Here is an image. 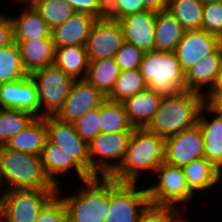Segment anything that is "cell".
Returning <instances> with one entry per match:
<instances>
[{
	"instance_id": "1",
	"label": "cell",
	"mask_w": 222,
	"mask_h": 222,
	"mask_svg": "<svg viewBox=\"0 0 222 222\" xmlns=\"http://www.w3.org/2000/svg\"><path fill=\"white\" fill-rule=\"evenodd\" d=\"M165 160V139L146 128H134L124 162L111 176L117 182L140 183L142 172L152 173ZM149 171V172H147Z\"/></svg>"
},
{
	"instance_id": "2",
	"label": "cell",
	"mask_w": 222,
	"mask_h": 222,
	"mask_svg": "<svg viewBox=\"0 0 222 222\" xmlns=\"http://www.w3.org/2000/svg\"><path fill=\"white\" fill-rule=\"evenodd\" d=\"M203 105L204 96L193 91L163 96L159 109L145 128L164 139L176 135L198 123Z\"/></svg>"
},
{
	"instance_id": "3",
	"label": "cell",
	"mask_w": 222,
	"mask_h": 222,
	"mask_svg": "<svg viewBox=\"0 0 222 222\" xmlns=\"http://www.w3.org/2000/svg\"><path fill=\"white\" fill-rule=\"evenodd\" d=\"M81 188L63 196L61 186L57 194L62 195L68 222H105L110 209V177L95 176L82 181Z\"/></svg>"
},
{
	"instance_id": "4",
	"label": "cell",
	"mask_w": 222,
	"mask_h": 222,
	"mask_svg": "<svg viewBox=\"0 0 222 222\" xmlns=\"http://www.w3.org/2000/svg\"><path fill=\"white\" fill-rule=\"evenodd\" d=\"M0 164L6 190H57L46 176L40 156L0 146Z\"/></svg>"
},
{
	"instance_id": "5",
	"label": "cell",
	"mask_w": 222,
	"mask_h": 222,
	"mask_svg": "<svg viewBox=\"0 0 222 222\" xmlns=\"http://www.w3.org/2000/svg\"><path fill=\"white\" fill-rule=\"evenodd\" d=\"M148 88L162 96L177 95L185 90V72L175 52H145L139 67Z\"/></svg>"
},
{
	"instance_id": "6",
	"label": "cell",
	"mask_w": 222,
	"mask_h": 222,
	"mask_svg": "<svg viewBox=\"0 0 222 222\" xmlns=\"http://www.w3.org/2000/svg\"><path fill=\"white\" fill-rule=\"evenodd\" d=\"M157 179L147 187L149 202L155 206L173 207L186 213V204L195 196L187 186L182 167L163 162L155 171ZM182 206H181V205ZM181 208V209H180ZM184 209V211H183Z\"/></svg>"
},
{
	"instance_id": "7",
	"label": "cell",
	"mask_w": 222,
	"mask_h": 222,
	"mask_svg": "<svg viewBox=\"0 0 222 222\" xmlns=\"http://www.w3.org/2000/svg\"><path fill=\"white\" fill-rule=\"evenodd\" d=\"M132 132L99 133L89 145L90 175L111 177L124 162Z\"/></svg>"
},
{
	"instance_id": "8",
	"label": "cell",
	"mask_w": 222,
	"mask_h": 222,
	"mask_svg": "<svg viewBox=\"0 0 222 222\" xmlns=\"http://www.w3.org/2000/svg\"><path fill=\"white\" fill-rule=\"evenodd\" d=\"M139 183L117 182L110 177V209L105 222H137L150 204L148 190Z\"/></svg>"
},
{
	"instance_id": "9",
	"label": "cell",
	"mask_w": 222,
	"mask_h": 222,
	"mask_svg": "<svg viewBox=\"0 0 222 222\" xmlns=\"http://www.w3.org/2000/svg\"><path fill=\"white\" fill-rule=\"evenodd\" d=\"M30 76L37 85L41 117L55 116L62 108L75 80L55 64L33 71Z\"/></svg>"
},
{
	"instance_id": "10",
	"label": "cell",
	"mask_w": 222,
	"mask_h": 222,
	"mask_svg": "<svg viewBox=\"0 0 222 222\" xmlns=\"http://www.w3.org/2000/svg\"><path fill=\"white\" fill-rule=\"evenodd\" d=\"M56 194L57 190H6L3 196V211L9 222H36L42 208Z\"/></svg>"
},
{
	"instance_id": "11",
	"label": "cell",
	"mask_w": 222,
	"mask_h": 222,
	"mask_svg": "<svg viewBox=\"0 0 222 222\" xmlns=\"http://www.w3.org/2000/svg\"><path fill=\"white\" fill-rule=\"evenodd\" d=\"M202 157H204V136L198 123L192 128L165 138L164 162L183 168Z\"/></svg>"
},
{
	"instance_id": "12",
	"label": "cell",
	"mask_w": 222,
	"mask_h": 222,
	"mask_svg": "<svg viewBox=\"0 0 222 222\" xmlns=\"http://www.w3.org/2000/svg\"><path fill=\"white\" fill-rule=\"evenodd\" d=\"M45 121L48 139L60 145L68 156L73 157L90 174L89 145L78 135L74 124L55 116H46Z\"/></svg>"
},
{
	"instance_id": "13",
	"label": "cell",
	"mask_w": 222,
	"mask_h": 222,
	"mask_svg": "<svg viewBox=\"0 0 222 222\" xmlns=\"http://www.w3.org/2000/svg\"><path fill=\"white\" fill-rule=\"evenodd\" d=\"M107 97L86 79L75 80L62 108L55 115L58 119L74 123L88 111L101 106Z\"/></svg>"
},
{
	"instance_id": "14",
	"label": "cell",
	"mask_w": 222,
	"mask_h": 222,
	"mask_svg": "<svg viewBox=\"0 0 222 222\" xmlns=\"http://www.w3.org/2000/svg\"><path fill=\"white\" fill-rule=\"evenodd\" d=\"M124 43L122 26L118 21H96L86 44L88 59L95 61L114 57Z\"/></svg>"
},
{
	"instance_id": "15",
	"label": "cell",
	"mask_w": 222,
	"mask_h": 222,
	"mask_svg": "<svg viewBox=\"0 0 222 222\" xmlns=\"http://www.w3.org/2000/svg\"><path fill=\"white\" fill-rule=\"evenodd\" d=\"M222 40L204 29L185 31L183 38L176 46L175 55L184 72L208 54L213 53Z\"/></svg>"
},
{
	"instance_id": "16",
	"label": "cell",
	"mask_w": 222,
	"mask_h": 222,
	"mask_svg": "<svg viewBox=\"0 0 222 222\" xmlns=\"http://www.w3.org/2000/svg\"><path fill=\"white\" fill-rule=\"evenodd\" d=\"M0 108L27 111L41 117L37 85L30 75L20 81L0 84Z\"/></svg>"
},
{
	"instance_id": "17",
	"label": "cell",
	"mask_w": 222,
	"mask_h": 222,
	"mask_svg": "<svg viewBox=\"0 0 222 222\" xmlns=\"http://www.w3.org/2000/svg\"><path fill=\"white\" fill-rule=\"evenodd\" d=\"M44 172L50 181L56 186H61L63 180L61 177L68 172L75 173L80 183L84 180L92 178V176L73 158L68 156L62 147L58 144L46 139L44 148L40 155ZM62 175V176H61ZM60 176V177H59Z\"/></svg>"
},
{
	"instance_id": "18",
	"label": "cell",
	"mask_w": 222,
	"mask_h": 222,
	"mask_svg": "<svg viewBox=\"0 0 222 222\" xmlns=\"http://www.w3.org/2000/svg\"><path fill=\"white\" fill-rule=\"evenodd\" d=\"M156 11L144 10L121 18L125 42L135 45L144 52L155 49Z\"/></svg>"
},
{
	"instance_id": "19",
	"label": "cell",
	"mask_w": 222,
	"mask_h": 222,
	"mask_svg": "<svg viewBox=\"0 0 222 222\" xmlns=\"http://www.w3.org/2000/svg\"><path fill=\"white\" fill-rule=\"evenodd\" d=\"M221 64L222 44L185 72V90L197 92L202 96L211 92L215 87ZM206 87L207 90L204 89Z\"/></svg>"
},
{
	"instance_id": "20",
	"label": "cell",
	"mask_w": 222,
	"mask_h": 222,
	"mask_svg": "<svg viewBox=\"0 0 222 222\" xmlns=\"http://www.w3.org/2000/svg\"><path fill=\"white\" fill-rule=\"evenodd\" d=\"M96 21L92 15L75 12L66 22L52 29L54 46H86Z\"/></svg>"
},
{
	"instance_id": "21",
	"label": "cell",
	"mask_w": 222,
	"mask_h": 222,
	"mask_svg": "<svg viewBox=\"0 0 222 222\" xmlns=\"http://www.w3.org/2000/svg\"><path fill=\"white\" fill-rule=\"evenodd\" d=\"M198 124L204 136V157L222 171V117L204 104L200 110Z\"/></svg>"
},
{
	"instance_id": "22",
	"label": "cell",
	"mask_w": 222,
	"mask_h": 222,
	"mask_svg": "<svg viewBox=\"0 0 222 222\" xmlns=\"http://www.w3.org/2000/svg\"><path fill=\"white\" fill-rule=\"evenodd\" d=\"M162 99L161 94L150 88L127 98L123 104L130 124L134 128H145L159 109Z\"/></svg>"
},
{
	"instance_id": "23",
	"label": "cell",
	"mask_w": 222,
	"mask_h": 222,
	"mask_svg": "<svg viewBox=\"0 0 222 222\" xmlns=\"http://www.w3.org/2000/svg\"><path fill=\"white\" fill-rule=\"evenodd\" d=\"M17 16H10L13 23L14 41L52 38V29L31 4H25Z\"/></svg>"
},
{
	"instance_id": "24",
	"label": "cell",
	"mask_w": 222,
	"mask_h": 222,
	"mask_svg": "<svg viewBox=\"0 0 222 222\" xmlns=\"http://www.w3.org/2000/svg\"><path fill=\"white\" fill-rule=\"evenodd\" d=\"M183 171L187 186L194 195L202 191L209 193L222 184V171L205 157L190 162L183 167Z\"/></svg>"
},
{
	"instance_id": "25",
	"label": "cell",
	"mask_w": 222,
	"mask_h": 222,
	"mask_svg": "<svg viewBox=\"0 0 222 222\" xmlns=\"http://www.w3.org/2000/svg\"><path fill=\"white\" fill-rule=\"evenodd\" d=\"M15 42L19 46L23 66L29 75L33 71L54 64L53 38Z\"/></svg>"
},
{
	"instance_id": "26",
	"label": "cell",
	"mask_w": 222,
	"mask_h": 222,
	"mask_svg": "<svg viewBox=\"0 0 222 222\" xmlns=\"http://www.w3.org/2000/svg\"><path fill=\"white\" fill-rule=\"evenodd\" d=\"M47 138L45 117H36L27 128L11 138L5 147L40 156Z\"/></svg>"
},
{
	"instance_id": "27",
	"label": "cell",
	"mask_w": 222,
	"mask_h": 222,
	"mask_svg": "<svg viewBox=\"0 0 222 222\" xmlns=\"http://www.w3.org/2000/svg\"><path fill=\"white\" fill-rule=\"evenodd\" d=\"M54 64L74 80L86 79L89 67L86 46L55 47Z\"/></svg>"
},
{
	"instance_id": "28",
	"label": "cell",
	"mask_w": 222,
	"mask_h": 222,
	"mask_svg": "<svg viewBox=\"0 0 222 222\" xmlns=\"http://www.w3.org/2000/svg\"><path fill=\"white\" fill-rule=\"evenodd\" d=\"M184 32L182 25L167 9L158 11L155 24V50L174 52Z\"/></svg>"
},
{
	"instance_id": "29",
	"label": "cell",
	"mask_w": 222,
	"mask_h": 222,
	"mask_svg": "<svg viewBox=\"0 0 222 222\" xmlns=\"http://www.w3.org/2000/svg\"><path fill=\"white\" fill-rule=\"evenodd\" d=\"M119 73V66L113 57L102 58L89 61L86 80L107 97L112 92Z\"/></svg>"
},
{
	"instance_id": "30",
	"label": "cell",
	"mask_w": 222,
	"mask_h": 222,
	"mask_svg": "<svg viewBox=\"0 0 222 222\" xmlns=\"http://www.w3.org/2000/svg\"><path fill=\"white\" fill-rule=\"evenodd\" d=\"M167 10L185 31L202 29L204 4L200 0H169Z\"/></svg>"
},
{
	"instance_id": "31",
	"label": "cell",
	"mask_w": 222,
	"mask_h": 222,
	"mask_svg": "<svg viewBox=\"0 0 222 222\" xmlns=\"http://www.w3.org/2000/svg\"><path fill=\"white\" fill-rule=\"evenodd\" d=\"M101 133L133 132L123 102L106 99L100 106Z\"/></svg>"
},
{
	"instance_id": "32",
	"label": "cell",
	"mask_w": 222,
	"mask_h": 222,
	"mask_svg": "<svg viewBox=\"0 0 222 222\" xmlns=\"http://www.w3.org/2000/svg\"><path fill=\"white\" fill-rule=\"evenodd\" d=\"M28 75L22 63L19 46L15 41L0 48V84L20 81Z\"/></svg>"
},
{
	"instance_id": "33",
	"label": "cell",
	"mask_w": 222,
	"mask_h": 222,
	"mask_svg": "<svg viewBox=\"0 0 222 222\" xmlns=\"http://www.w3.org/2000/svg\"><path fill=\"white\" fill-rule=\"evenodd\" d=\"M147 88L148 86L139 68L120 71L115 86L112 92L107 96V99L114 102H124L127 98H130Z\"/></svg>"
},
{
	"instance_id": "34",
	"label": "cell",
	"mask_w": 222,
	"mask_h": 222,
	"mask_svg": "<svg viewBox=\"0 0 222 222\" xmlns=\"http://www.w3.org/2000/svg\"><path fill=\"white\" fill-rule=\"evenodd\" d=\"M36 117L27 111L0 108V146L27 128Z\"/></svg>"
},
{
	"instance_id": "35",
	"label": "cell",
	"mask_w": 222,
	"mask_h": 222,
	"mask_svg": "<svg viewBox=\"0 0 222 222\" xmlns=\"http://www.w3.org/2000/svg\"><path fill=\"white\" fill-rule=\"evenodd\" d=\"M31 5L51 29L63 24L75 13L64 0H34Z\"/></svg>"
},
{
	"instance_id": "36",
	"label": "cell",
	"mask_w": 222,
	"mask_h": 222,
	"mask_svg": "<svg viewBox=\"0 0 222 222\" xmlns=\"http://www.w3.org/2000/svg\"><path fill=\"white\" fill-rule=\"evenodd\" d=\"M100 107L88 111L73 124L78 135L88 143L100 132Z\"/></svg>"
},
{
	"instance_id": "37",
	"label": "cell",
	"mask_w": 222,
	"mask_h": 222,
	"mask_svg": "<svg viewBox=\"0 0 222 222\" xmlns=\"http://www.w3.org/2000/svg\"><path fill=\"white\" fill-rule=\"evenodd\" d=\"M183 216L184 213L176 208L149 204L137 222H178Z\"/></svg>"
},
{
	"instance_id": "38",
	"label": "cell",
	"mask_w": 222,
	"mask_h": 222,
	"mask_svg": "<svg viewBox=\"0 0 222 222\" xmlns=\"http://www.w3.org/2000/svg\"><path fill=\"white\" fill-rule=\"evenodd\" d=\"M144 53L142 49L125 42L113 58L120 71H127L140 67Z\"/></svg>"
},
{
	"instance_id": "39",
	"label": "cell",
	"mask_w": 222,
	"mask_h": 222,
	"mask_svg": "<svg viewBox=\"0 0 222 222\" xmlns=\"http://www.w3.org/2000/svg\"><path fill=\"white\" fill-rule=\"evenodd\" d=\"M202 29L222 40V1L204 4Z\"/></svg>"
},
{
	"instance_id": "40",
	"label": "cell",
	"mask_w": 222,
	"mask_h": 222,
	"mask_svg": "<svg viewBox=\"0 0 222 222\" xmlns=\"http://www.w3.org/2000/svg\"><path fill=\"white\" fill-rule=\"evenodd\" d=\"M36 222H68L66 206L56 194L40 211Z\"/></svg>"
},
{
	"instance_id": "41",
	"label": "cell",
	"mask_w": 222,
	"mask_h": 222,
	"mask_svg": "<svg viewBox=\"0 0 222 222\" xmlns=\"http://www.w3.org/2000/svg\"><path fill=\"white\" fill-rule=\"evenodd\" d=\"M97 21H119L120 9L117 0H98Z\"/></svg>"
},
{
	"instance_id": "42",
	"label": "cell",
	"mask_w": 222,
	"mask_h": 222,
	"mask_svg": "<svg viewBox=\"0 0 222 222\" xmlns=\"http://www.w3.org/2000/svg\"><path fill=\"white\" fill-rule=\"evenodd\" d=\"M14 42L13 23L9 15L0 14V48Z\"/></svg>"
},
{
	"instance_id": "43",
	"label": "cell",
	"mask_w": 222,
	"mask_h": 222,
	"mask_svg": "<svg viewBox=\"0 0 222 222\" xmlns=\"http://www.w3.org/2000/svg\"><path fill=\"white\" fill-rule=\"evenodd\" d=\"M120 9V19L147 10L143 0H117Z\"/></svg>"
},
{
	"instance_id": "44",
	"label": "cell",
	"mask_w": 222,
	"mask_h": 222,
	"mask_svg": "<svg viewBox=\"0 0 222 222\" xmlns=\"http://www.w3.org/2000/svg\"><path fill=\"white\" fill-rule=\"evenodd\" d=\"M75 12L86 13L96 18L98 0H64Z\"/></svg>"
},
{
	"instance_id": "45",
	"label": "cell",
	"mask_w": 222,
	"mask_h": 222,
	"mask_svg": "<svg viewBox=\"0 0 222 222\" xmlns=\"http://www.w3.org/2000/svg\"><path fill=\"white\" fill-rule=\"evenodd\" d=\"M204 104L215 114L222 117V91H211L204 96Z\"/></svg>"
},
{
	"instance_id": "46",
	"label": "cell",
	"mask_w": 222,
	"mask_h": 222,
	"mask_svg": "<svg viewBox=\"0 0 222 222\" xmlns=\"http://www.w3.org/2000/svg\"><path fill=\"white\" fill-rule=\"evenodd\" d=\"M169 0H143L144 6L153 11H162L168 8Z\"/></svg>"
},
{
	"instance_id": "47",
	"label": "cell",
	"mask_w": 222,
	"mask_h": 222,
	"mask_svg": "<svg viewBox=\"0 0 222 222\" xmlns=\"http://www.w3.org/2000/svg\"><path fill=\"white\" fill-rule=\"evenodd\" d=\"M212 91H222V64H221V67H220V71H219V74H218L217 81L215 83V87Z\"/></svg>"
},
{
	"instance_id": "48",
	"label": "cell",
	"mask_w": 222,
	"mask_h": 222,
	"mask_svg": "<svg viewBox=\"0 0 222 222\" xmlns=\"http://www.w3.org/2000/svg\"><path fill=\"white\" fill-rule=\"evenodd\" d=\"M5 192H6V189H5V185L3 182V177H2V173H1V164H0V197H3Z\"/></svg>"
},
{
	"instance_id": "49",
	"label": "cell",
	"mask_w": 222,
	"mask_h": 222,
	"mask_svg": "<svg viewBox=\"0 0 222 222\" xmlns=\"http://www.w3.org/2000/svg\"><path fill=\"white\" fill-rule=\"evenodd\" d=\"M0 222H9V218L4 211L0 214Z\"/></svg>"
},
{
	"instance_id": "50",
	"label": "cell",
	"mask_w": 222,
	"mask_h": 222,
	"mask_svg": "<svg viewBox=\"0 0 222 222\" xmlns=\"http://www.w3.org/2000/svg\"><path fill=\"white\" fill-rule=\"evenodd\" d=\"M203 4L213 3V2H219L222 0H200Z\"/></svg>"
},
{
	"instance_id": "51",
	"label": "cell",
	"mask_w": 222,
	"mask_h": 222,
	"mask_svg": "<svg viewBox=\"0 0 222 222\" xmlns=\"http://www.w3.org/2000/svg\"><path fill=\"white\" fill-rule=\"evenodd\" d=\"M17 2L19 1L20 5L23 2L24 4H31L34 0H16Z\"/></svg>"
},
{
	"instance_id": "52",
	"label": "cell",
	"mask_w": 222,
	"mask_h": 222,
	"mask_svg": "<svg viewBox=\"0 0 222 222\" xmlns=\"http://www.w3.org/2000/svg\"><path fill=\"white\" fill-rule=\"evenodd\" d=\"M186 215H184L178 222H192L189 220V218H185Z\"/></svg>"
},
{
	"instance_id": "53",
	"label": "cell",
	"mask_w": 222,
	"mask_h": 222,
	"mask_svg": "<svg viewBox=\"0 0 222 222\" xmlns=\"http://www.w3.org/2000/svg\"><path fill=\"white\" fill-rule=\"evenodd\" d=\"M3 212V197H0V214Z\"/></svg>"
}]
</instances>
